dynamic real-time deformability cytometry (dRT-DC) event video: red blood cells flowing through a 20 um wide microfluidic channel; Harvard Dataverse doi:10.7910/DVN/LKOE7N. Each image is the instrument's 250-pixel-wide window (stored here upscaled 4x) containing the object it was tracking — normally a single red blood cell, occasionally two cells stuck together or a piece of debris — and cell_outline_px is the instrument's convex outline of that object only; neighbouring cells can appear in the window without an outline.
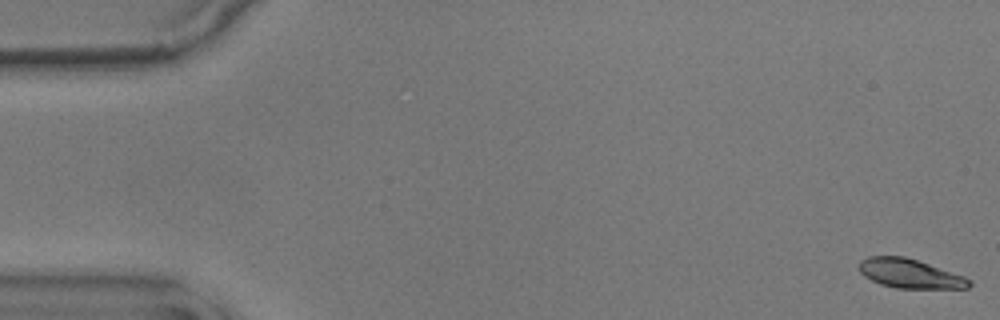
{"species": "common noctule bat (a hibernating species)", "species_latin": "Nyctalus noctula", "temperature_condition": "warm", "stored_images_in_passage": 57, "camera_frame_rate_fps": 3000, "um_per_image_px": 0.085, "animal": {"sex": "male", "body_mass_g": 17.9}, "frame": {"image": 1, "passage_image": 1, "time_ms": 0.0, "image_size_px": [1000, 320], "cell_outline_px": [[972, 284], [968, 288], [896, 288], [880, 284], [864, 276], [860, 272], [860, 260], [868, 256], [904, 256], [964, 276], [972, 280]], "centroid_in_image_um": [77.34, 23.26], "position_along_channel_um": 7.7, "area_um2": 18.55}}
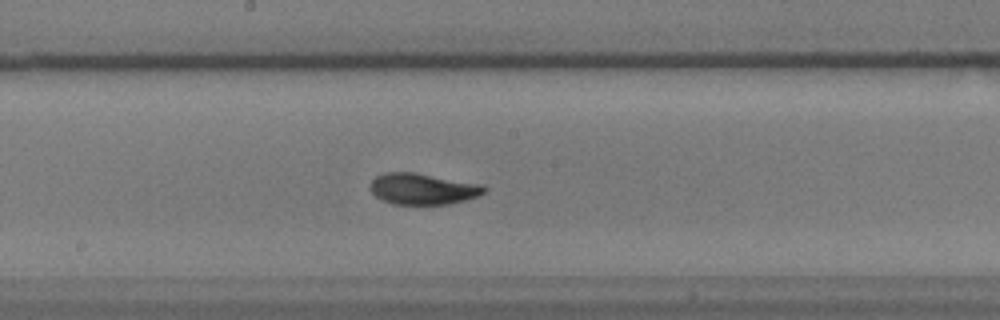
{"frame": {"image": 2, "passage_image": 30, "time_ms": 9.667, "image_size_px": [1000, 320], "cell_outline_px": [[488, 188], [484, 192], [476, 196], [464, 200], [448, 204], [392, 204], [376, 196], [372, 192], [372, 180], [376, 176], [384, 172], [416, 172], [484, 184]], "centroid_in_image_um": [35.97, 16.04], "position_along_channel_um": 212.2, "area_um2": 20.69}}
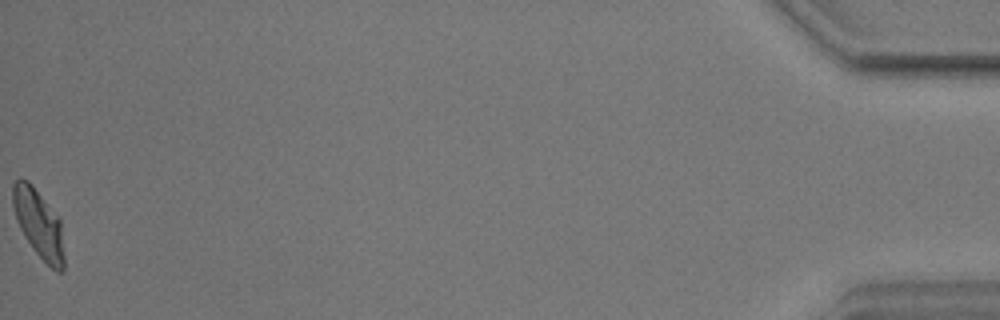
{"frame": {"image": 3, "passage_image": 57, "time_ms": 18.667, "image_size_px": [1000, 320], "cell_outline_px": [[64, 268], [60, 272], [56, 272], [36, 252], [20, 228], [16, 220], [12, 204], [12, 184], [20, 176], [28, 180], [32, 184], [60, 220], [64, 256]], "centroid_in_image_um": [3.26, 18.97], "position_along_channel_um": 431.9, "area_um2": 20.17}, "authors_computed_cell_mechanics": {"area_um2": 20.2878, "velocity_mm_per_s": 3.5523, "shape_relaxation_time_tau1_ms": 3.2486, "shape_relaxation_time_tau2_ms": 1.4266, "deformation_change_tau1": 0.1432, "deformation_change_tau2": 0.0556}}